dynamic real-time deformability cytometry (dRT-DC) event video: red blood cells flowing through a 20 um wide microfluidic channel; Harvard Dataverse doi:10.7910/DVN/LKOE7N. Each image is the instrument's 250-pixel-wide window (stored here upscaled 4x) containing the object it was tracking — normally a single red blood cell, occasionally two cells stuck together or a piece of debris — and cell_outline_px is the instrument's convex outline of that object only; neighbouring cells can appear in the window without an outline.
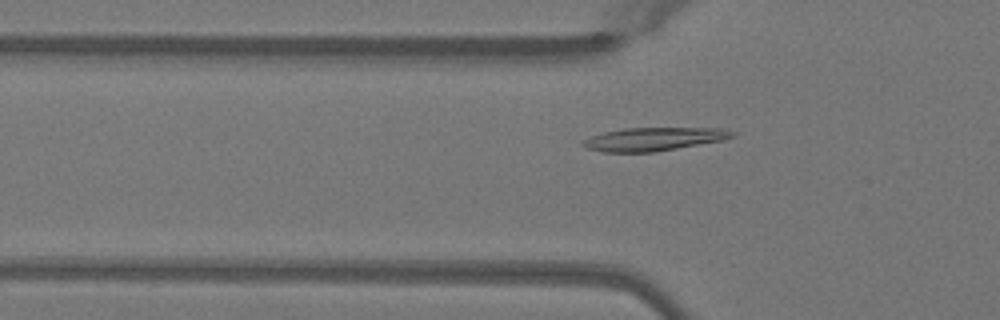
{"species": "Egyptian fruit bat (a non-hibernating species)", "species_latin": "Rousettus aegyptiacus", "temperature_condition": "warm", "stored_images_in_passage": 43, "camera_frame_rate_fps": 3000, "um_per_image_px": 0.085, "animal": {"sex": "female"}, "frame": {"image": 1, "passage_image": 10, "time_ms": 3.0, "image_size_px": [1000, 320], "cell_outline_px": [[736, 136], [724, 140], [656, 152], [604, 152], [584, 148], [580, 144], [584, 140], [592, 136], [604, 132], [624, 128], [720, 128], [736, 132]], "centroid_in_image_um": [55.58, 11.82], "position_along_channel_um": 70.2, "area_um2": 20.4}}
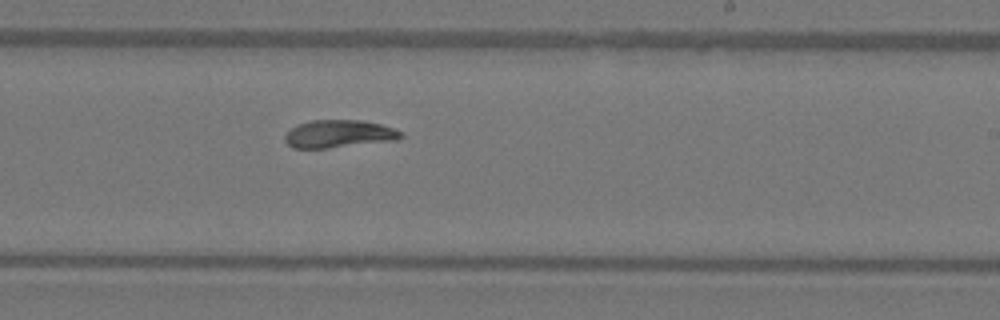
{"frame": {"image": 2, "passage_image": 24, "time_ms": 7.667, "image_size_px": [1000, 320], "cell_outline_px": [[404, 136], [396, 140], [328, 148], [292, 148], [284, 140], [284, 136], [296, 124], [312, 120], [360, 120], [380, 124], [396, 128], [404, 132]], "centroid_in_image_um": [28.83, 11.37], "position_along_channel_um": 260.2, "area_um2": 18.84}}
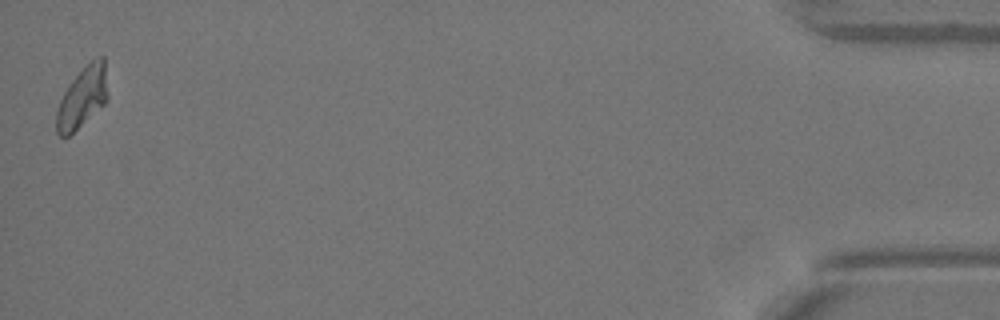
{"frame": {"image": 3, "passage_image": 43, "time_ms": 14.0, "image_size_px": [1000, 320], "cell_outline_px": [[108, 100], [104, 104], [68, 136], [60, 136], [56, 132], [56, 112], [60, 100], [68, 84], [96, 56], [104, 56], [108, 96]], "centroid_in_image_um": [7.01, 8.26], "position_along_channel_um": 428.2, "area_um2": 17.92}, "authors_computed_cell_mechanics": {"area_um2": 18.9584, "velocity_mm_per_s": 4.0664, "shape_relaxation_time_tau1_ms": 10.6773, "shape_relaxation_time_tau2_ms": 3.1699, "deformation_change_tau1": 0.2998, "deformation_change_tau2": 0.0648}}